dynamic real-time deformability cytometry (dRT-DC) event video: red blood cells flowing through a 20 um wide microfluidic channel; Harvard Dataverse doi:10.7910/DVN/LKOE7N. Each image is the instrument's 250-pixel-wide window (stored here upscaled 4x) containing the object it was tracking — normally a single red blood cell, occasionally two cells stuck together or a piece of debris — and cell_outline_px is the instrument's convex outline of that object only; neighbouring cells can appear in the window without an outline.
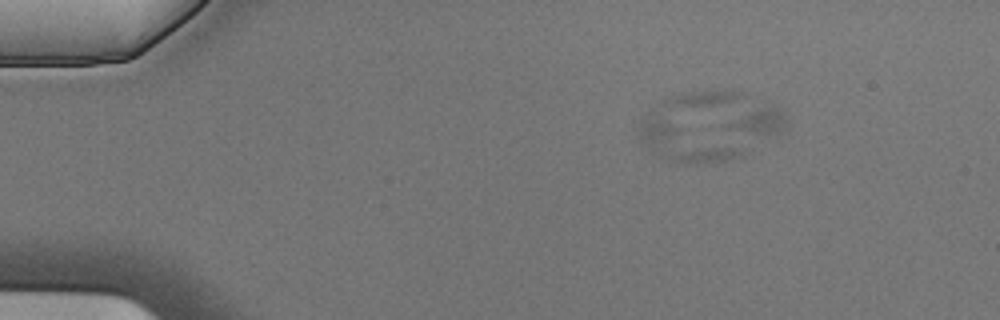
{"species": "Egyptian fruit bat (a non-hibernating species)", "species_latin": "Rousettus aegyptiacus", "temperature_condition": "cold", "stored_images_in_passage": 5, "camera_frame_rate_fps": 3000, "um_per_image_px": 0.085, "animal": {"sex": "male"}, "frame": {"image": 1, "passage_image": 3, "time_ms": 0.667, "image_size_px": [1000, 320], "cell_outline_px": [[748, 152], [744, 156], [728, 160], [696, 164], [680, 164], [660, 156], [652, 152], [636, 136], [640, 116], [652, 108]], "centroid_in_image_um": [58.01, 11.97], "position_along_channel_um": 27.0, "area_um2": 24.28}}